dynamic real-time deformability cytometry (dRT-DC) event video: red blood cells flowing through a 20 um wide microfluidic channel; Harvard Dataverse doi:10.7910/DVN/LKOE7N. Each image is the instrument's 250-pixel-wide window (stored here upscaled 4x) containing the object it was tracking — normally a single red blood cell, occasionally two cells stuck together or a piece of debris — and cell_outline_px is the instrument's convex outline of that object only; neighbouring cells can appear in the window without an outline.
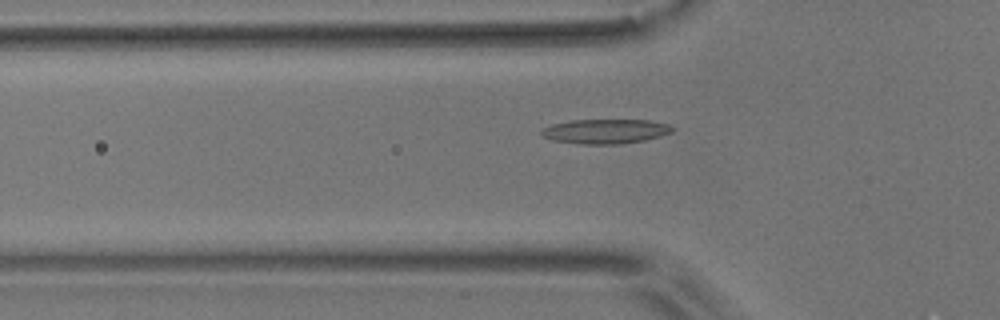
{"species": "common noctule bat (a hibernating species)", "species_latin": "Nyctalus noctula", "temperature_condition": "room temperature", "stored_images_in_passage": 3, "camera_frame_rate_fps": 3000, "um_per_image_px": 0.085, "animal": {"sex": "male", "body_mass_g": 17.9}, "frame": {"image": 1, "passage_image": 3, "time_ms": 3.333, "image_size_px": [1000, 320], "cell_outline_px": [[676, 128], [672, 132], [660, 136], [644, 140], [620, 144], [580, 144], [552, 140], [544, 136], [540, 132], [544, 128], [552, 124], [572, 120], [648, 120], [668, 124]], "centroid_in_image_um": [51.49, 11.16], "position_along_channel_um": 74.3, "area_um2": 18.67}}